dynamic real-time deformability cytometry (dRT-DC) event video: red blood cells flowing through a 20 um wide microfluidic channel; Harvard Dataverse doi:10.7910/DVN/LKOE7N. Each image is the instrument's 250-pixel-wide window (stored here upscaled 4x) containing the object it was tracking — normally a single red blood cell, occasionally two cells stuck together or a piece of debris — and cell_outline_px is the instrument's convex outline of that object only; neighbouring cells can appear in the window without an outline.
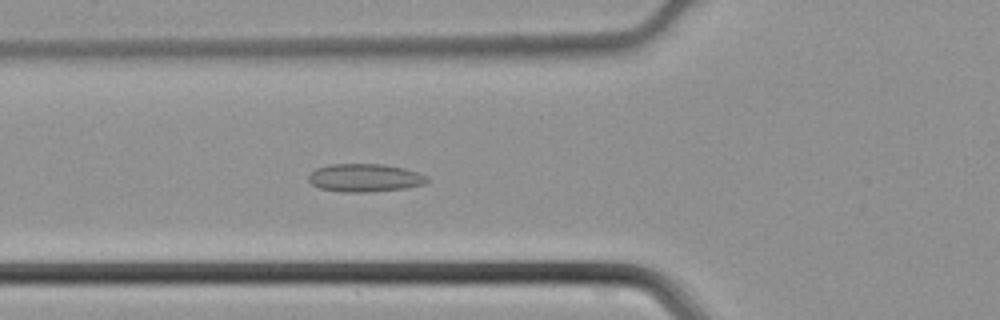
{"species": "common noctule bat (a hibernating species)", "species_latin": "Nyctalus noctula", "temperature_condition": "cold", "stored_images_in_passage": 41, "camera_frame_rate_fps": 3000, "um_per_image_px": 0.085, "animal": {"sex": "male", "body_mass_g": 21.5, "forearm_length_mm": 52.0}, "frame": {"image": 1, "passage_image": 17, "time_ms": 5.333, "image_size_px": [1000, 320], "cell_outline_px": [[428, 180], [424, 184], [404, 188], [368, 192], [344, 192], [320, 188], [312, 184], [308, 180], [308, 176], [316, 168], [328, 164], [384, 164], [404, 168], [428, 176]], "centroid_in_image_um": [31.0, 15.11], "position_along_channel_um": 94.8, "area_um2": 19.31}}
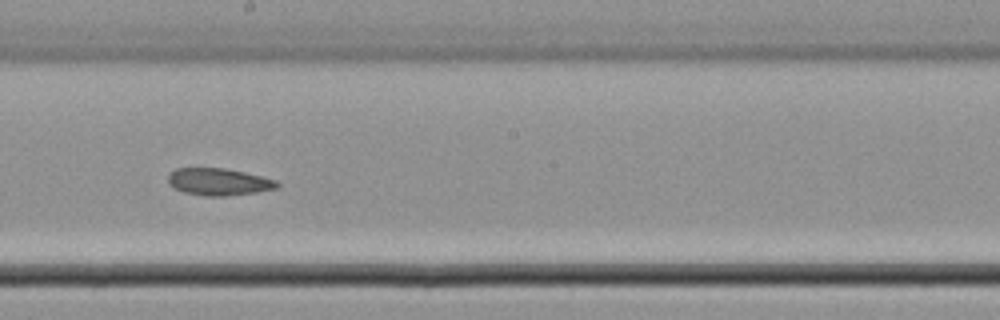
{"frame": {"image": 2, "passage_image": 26, "time_ms": 8.333, "image_size_px": [1000, 320], "cell_outline_px": [[280, 184], [276, 188], [256, 192], [224, 196], [204, 196], [184, 192], [172, 188], [168, 184], [168, 172], [176, 168], [224, 168], [244, 172], [276, 180]], "centroid_in_image_um": [18.53, 15.45], "position_along_channel_um": 229.7, "area_um2": 17.28}}
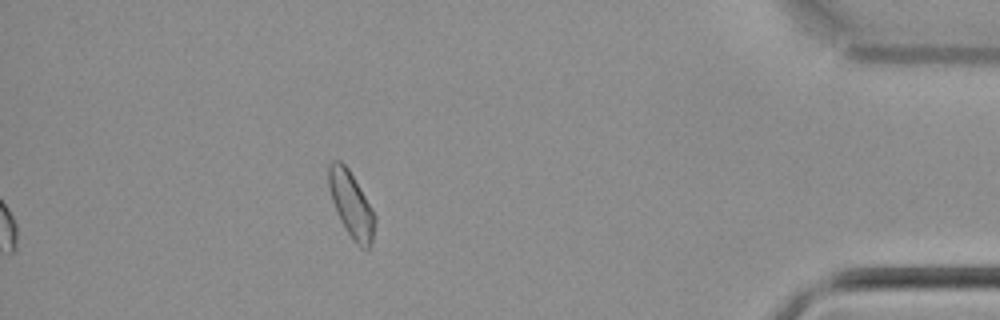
{"frame": {"image": 3, "passage_image": 41, "time_ms": 13.333, "image_size_px": [1000, 320], "cell_outline_px": [[376, 220], [372, 240], [368, 252], [360, 248], [352, 240], [340, 220], [332, 200], [328, 184], [328, 164], [332, 160], [340, 160], [348, 168], [372, 208], [376, 216]], "centroid_in_image_um": [29.86, 17.42], "position_along_channel_um": 405.3, "area_um2": 17.8}}